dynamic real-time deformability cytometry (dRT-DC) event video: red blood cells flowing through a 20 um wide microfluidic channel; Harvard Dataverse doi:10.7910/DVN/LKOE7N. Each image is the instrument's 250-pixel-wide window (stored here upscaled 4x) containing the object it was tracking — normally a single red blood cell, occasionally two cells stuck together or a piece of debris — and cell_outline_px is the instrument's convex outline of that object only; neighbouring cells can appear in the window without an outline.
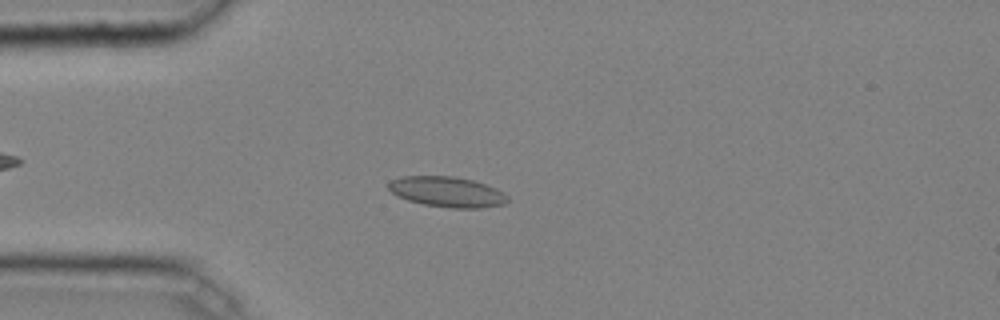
{"species": "common noctule bat (a hibernating species)", "species_latin": "Nyctalus noctula", "temperature_condition": "cold", "stored_images_in_passage": 46, "camera_frame_rate_fps": 3000, "um_per_image_px": 0.085, "animal": {"sex": "male", "body_mass_g": 20.4}, "frame": {"image": 1, "passage_image": 12, "time_ms": 3.667, "image_size_px": [1000, 320], "cell_outline_px": [[508, 200], [504, 204], [480, 208], [452, 208], [424, 204], [408, 200], [396, 196], [388, 188], [388, 184], [392, 180], [400, 176], [452, 176], [472, 180], [496, 188], [504, 192], [508, 196]], "centroid_in_image_um": [38.0, 16.31], "position_along_channel_um": 47.0, "area_um2": 21.04}}
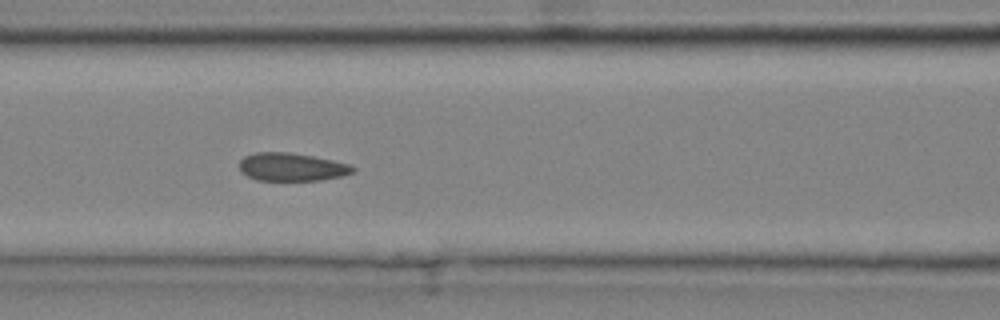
{"frame": {"image": 2, "passage_image": 20, "time_ms": 6.333, "image_size_px": [1000, 320], "cell_outline_px": [[356, 172], [340, 176], [320, 180], [256, 180], [240, 172], [240, 160], [244, 156], [256, 152], [288, 152], [312, 156], [352, 164], [356, 168]], "centroid_in_image_um": [24.81, 14.19], "position_along_channel_um": 141.8, "area_um2": 18.61}}
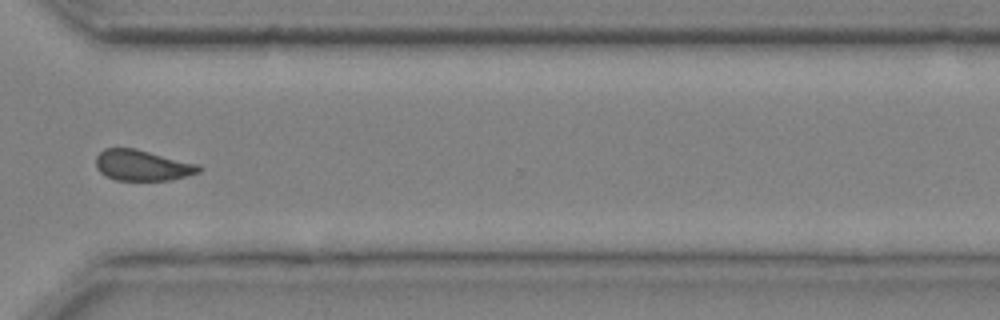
{"frame": {"image": 3, "passage_image": 36, "time_ms": 11.667, "image_size_px": [1000, 320], "cell_outline_px": [[204, 168], [200, 172], [188, 176], [168, 180], [116, 180], [104, 176], [96, 168], [96, 156], [104, 148], [136, 148], [200, 164]], "centroid_in_image_um": [12.13, 14.05], "position_along_channel_um": 358.5, "area_um2": 18.79}, "authors_computed_cell_mechanics": {"area_um2": 18.785, "velocity_mm_per_s": 4.0526, "shape_relaxation_time_tau1_ms": null, "shape_relaxation_time_tau2_ms": 1.4927, "deformation_change_tau1": null, "deformation_change_tau2": 0.0752}}